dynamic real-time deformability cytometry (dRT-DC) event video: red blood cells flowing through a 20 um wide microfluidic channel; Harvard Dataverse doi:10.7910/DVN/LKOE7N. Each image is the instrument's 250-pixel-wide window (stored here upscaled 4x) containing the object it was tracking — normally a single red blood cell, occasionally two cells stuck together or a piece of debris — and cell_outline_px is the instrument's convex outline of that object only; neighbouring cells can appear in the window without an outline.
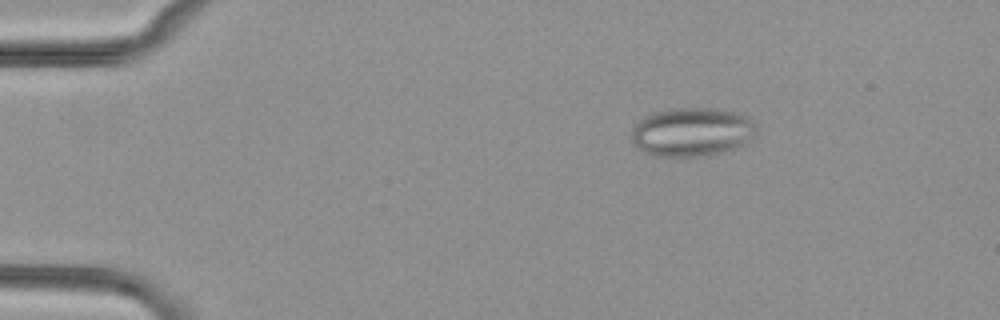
{"species": "common noctule bat (a hibernating species)", "species_latin": "Nyctalus noctula", "temperature_condition": "cold", "stored_images_in_passage": 5, "camera_frame_rate_fps": 3000, "um_per_image_px": 0.085, "animal": {"sex": "female", "body_mass_g": 29.2, "forearm_length_mm": 56.3}, "frame": {"image": 1, "passage_image": 3, "time_ms": 2.667, "image_size_px": [1000, 320], "cell_outline_px": [[756, 132], [752, 136], [736, 148], [708, 156], [652, 156], [636, 148], [632, 144], [632, 128], [644, 116], [656, 112], [672, 108], [716, 108], [736, 112], [748, 116], [756, 124]], "centroid_in_image_um": [58.8, 11.22], "position_along_channel_um": 26.2, "area_um2": 35.72}}